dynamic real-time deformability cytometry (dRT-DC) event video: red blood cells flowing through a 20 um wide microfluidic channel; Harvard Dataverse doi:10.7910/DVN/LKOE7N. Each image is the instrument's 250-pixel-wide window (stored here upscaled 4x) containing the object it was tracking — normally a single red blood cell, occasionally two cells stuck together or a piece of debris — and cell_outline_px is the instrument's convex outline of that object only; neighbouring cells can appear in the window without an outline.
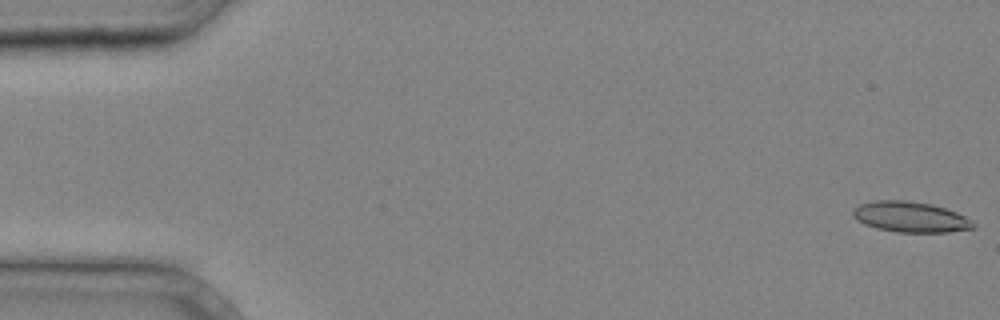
{"species": "common noctule bat (a hibernating species)", "species_latin": "Nyctalus noctula", "temperature_condition": "cold", "stored_images_in_passage": 37, "camera_frame_rate_fps": 3000, "um_per_image_px": 0.085, "animal": {"sex": "male", "body_mass_g": 20.4}, "frame": {"image": 1, "passage_image": 1, "time_ms": 0.0, "image_size_px": [1000, 320], "cell_outline_px": [[976, 228], [948, 232], [896, 232], [876, 228], [864, 224], [856, 220], [852, 216], [852, 208], [860, 204], [876, 200], [904, 200], [932, 204], [956, 212], [972, 220], [976, 224]], "centroid_in_image_um": [77.37, 18.44], "position_along_channel_um": 7.6, "area_um2": 21.62}}
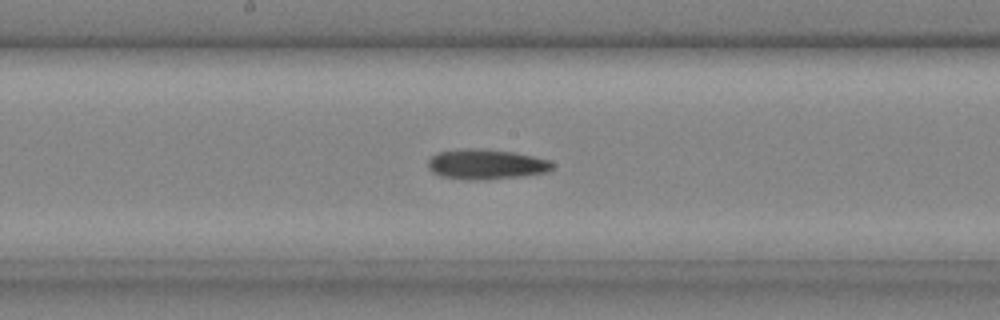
{"frame": {"image": 2, "passage_image": 21, "time_ms": 6.667, "image_size_px": [1000, 320], "cell_outline_px": [[552, 168], [548, 172], [524, 176], [484, 180], [468, 180], [440, 176], [432, 172], [428, 168], [428, 160], [432, 156], [440, 152], [464, 148], [480, 148], [512, 152], [532, 156], [548, 160], [552, 164]], "centroid_in_image_um": [41.29, 13.97], "position_along_channel_um": 206.9, "area_um2": 21.85}}
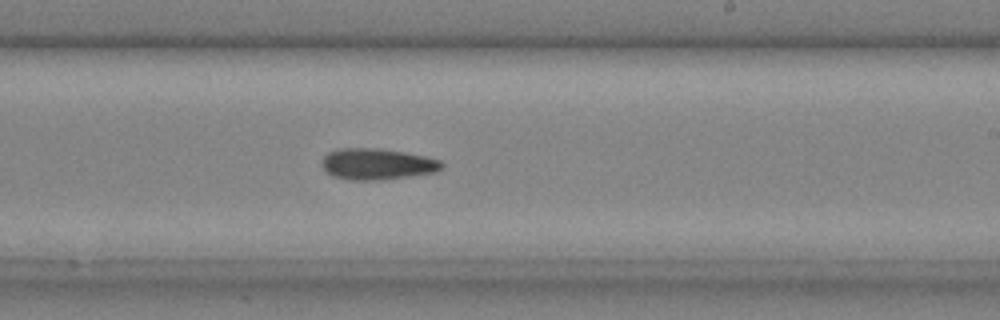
{"frame": {"image": 3, "passage_image": 24, "time_ms": 7.667, "image_size_px": [1000, 320], "cell_outline_px": [[444, 168], [436, 172], [380, 180], [352, 180], [332, 176], [320, 164], [324, 156], [328, 152], [340, 148], [380, 148], [404, 152], [424, 156], [440, 160], [444, 164]], "centroid_in_image_um": [32.06, 13.94], "position_along_channel_um": 256.9, "area_um2": 21.85}}